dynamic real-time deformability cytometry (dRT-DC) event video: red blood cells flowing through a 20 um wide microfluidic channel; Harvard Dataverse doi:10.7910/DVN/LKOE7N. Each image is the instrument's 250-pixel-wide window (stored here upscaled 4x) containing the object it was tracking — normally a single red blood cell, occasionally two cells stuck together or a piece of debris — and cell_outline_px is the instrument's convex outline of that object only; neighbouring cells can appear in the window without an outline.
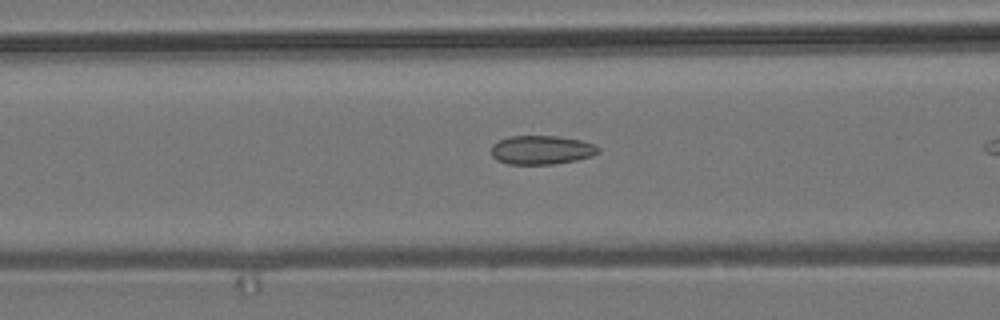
{"species": "common noctule bat (a hibernating species)", "species_latin": "Nyctalus noctula", "temperature_condition": "room temperature", "stored_images_in_passage": 9, "camera_frame_rate_fps": 3000, "um_per_image_px": 0.085, "animal": {"sex": "male", "body_mass_g": 19.2, "forearm_length_mm": 51.8}, "frame": {"image": 1, "passage_image": 7, "time_ms": 7.667, "image_size_px": [1000, 320], "cell_outline_px": [[600, 152], [592, 156], [576, 160], [552, 164], [508, 164], [496, 160], [492, 156], [492, 144], [508, 136], [556, 136], [584, 140], [596, 144], [600, 148]], "centroid_in_image_um": [46.06, 12.74], "position_along_channel_um": 120.5, "area_um2": 18.21}}
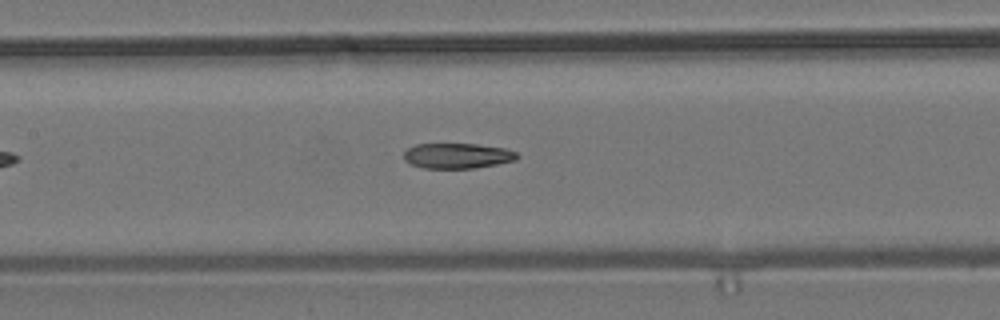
{"frame": {"image": 2, "passage_image": 9, "time_ms": 10.0, "image_size_px": [1000, 320], "cell_outline_px": [[520, 156], [516, 160], [476, 168], [424, 168], [408, 164], [404, 160], [404, 152], [408, 148], [416, 144], [476, 144], [504, 148], [516, 152]], "centroid_in_image_um": [38.86, 13.24], "position_along_channel_um": 168.5, "area_um2": 16.76}}